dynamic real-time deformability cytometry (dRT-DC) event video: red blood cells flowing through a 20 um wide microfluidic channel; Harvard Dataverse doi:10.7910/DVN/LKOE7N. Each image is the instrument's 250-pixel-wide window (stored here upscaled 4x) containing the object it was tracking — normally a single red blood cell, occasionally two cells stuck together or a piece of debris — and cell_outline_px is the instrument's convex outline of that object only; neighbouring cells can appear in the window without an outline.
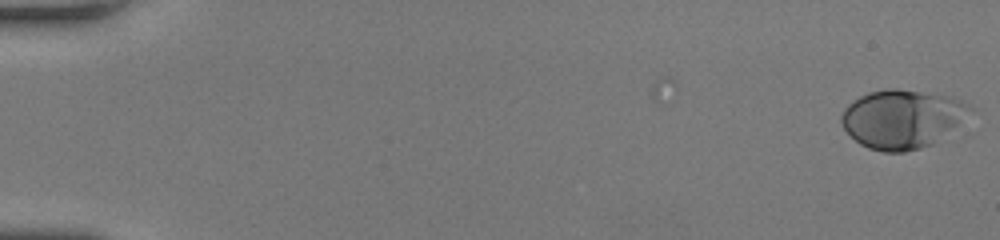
{"species": "human", "species_latin": "Homo sapiens", "temperature_condition": "room temperature", "stored_images_in_passage": 6, "camera_frame_rate_fps": 3000, "um_per_image_px": 0.085, "donor": {"sex": "female"}, "frame": {"image": 1, "passage_image": 6, "time_ms": 1.667, "image_size_px": [1000, 240], "cell_outline_px": [[972, 108], [956, 124], [932, 144], [920, 148], [904, 152], [884, 152], [868, 148], [860, 144], [844, 128], [840, 120], [840, 116], [844, 108], [852, 100], [868, 92], [888, 88], [896, 88], [952, 96], [968, 104]], "centroid_in_image_um": [76.6, 10.09], "position_along_channel_um": 8.4, "area_um2": 43.41}}